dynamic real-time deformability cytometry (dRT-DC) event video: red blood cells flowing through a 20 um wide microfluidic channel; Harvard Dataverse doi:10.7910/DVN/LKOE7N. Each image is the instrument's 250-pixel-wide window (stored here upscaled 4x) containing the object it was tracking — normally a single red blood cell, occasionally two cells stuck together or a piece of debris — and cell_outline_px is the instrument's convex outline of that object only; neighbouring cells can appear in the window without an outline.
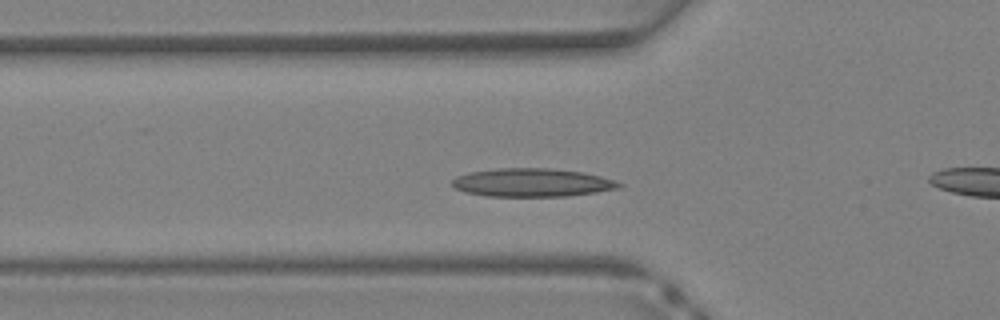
{"species": "Egyptian fruit bat (a non-hibernating species)", "species_latin": "Rousettus aegyptiacus", "temperature_condition": "warm", "stored_images_in_passage": 33, "camera_frame_rate_fps": 3000, "um_per_image_px": 0.085, "animal": {"sex": "female"}, "frame": {"image": 1, "passage_image": 7, "time_ms": 2.0, "image_size_px": [1000, 320], "cell_outline_px": [[624, 184], [620, 188], [596, 192], [564, 196], [488, 196], [464, 192], [456, 188], [452, 184], [452, 180], [456, 176], [472, 172], [500, 168], [552, 168], [584, 172], [600, 176]], "centroid_in_image_um": [45.24, 15.51], "position_along_channel_um": 80.6, "area_um2": 27.4}}
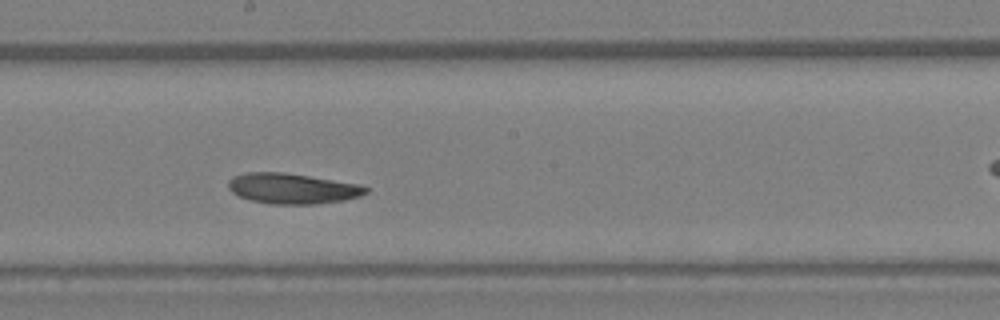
{"frame": {"image": 2, "passage_image": 15, "time_ms": 4.667, "image_size_px": [1000, 320], "cell_outline_px": [[368, 192], [360, 196], [344, 200], [316, 204], [272, 204], [252, 200], [240, 196], [232, 192], [228, 188], [228, 180], [236, 176], [248, 172], [284, 172], [360, 184], [368, 188]], "centroid_in_image_um": [24.87, 16.02], "position_along_channel_um": 223.3, "area_um2": 24.28}}
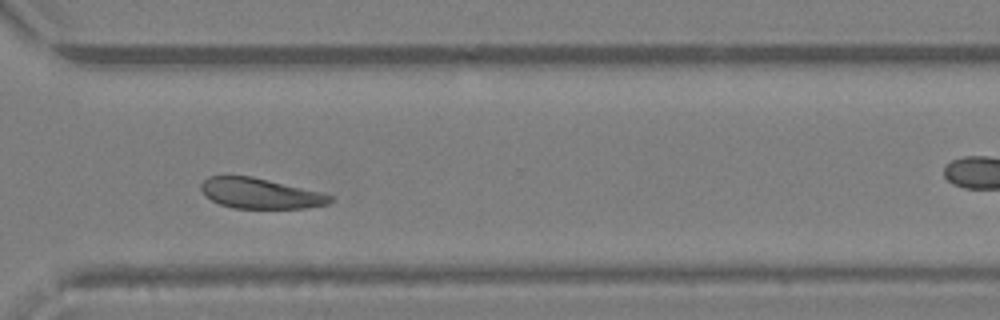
{"frame": {"image": 3, "passage_image": 22, "time_ms": 7.0, "image_size_px": [1000, 320], "cell_outline_px": [[332, 200], [328, 204], [304, 208], [232, 208], [220, 204], [204, 196], [200, 188], [200, 184], [208, 176], [252, 176], [320, 192], [332, 196]], "centroid_in_image_um": [22.07, 16.44], "position_along_channel_um": 348.5, "area_um2": 22.72}}